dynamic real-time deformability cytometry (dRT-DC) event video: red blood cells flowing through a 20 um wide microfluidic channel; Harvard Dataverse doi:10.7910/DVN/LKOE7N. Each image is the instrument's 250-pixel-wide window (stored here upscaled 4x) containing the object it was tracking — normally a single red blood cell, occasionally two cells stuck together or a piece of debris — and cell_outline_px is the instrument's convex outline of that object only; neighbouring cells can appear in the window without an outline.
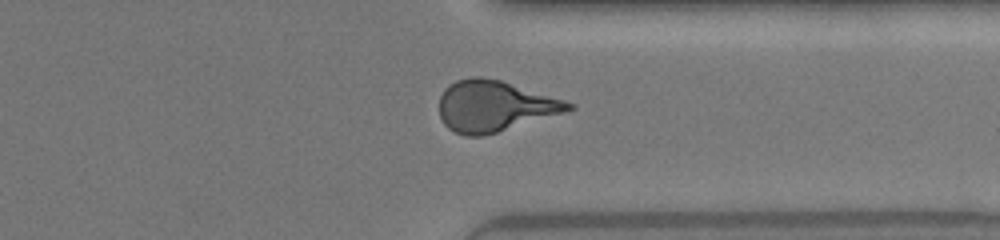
{"species": "human", "species_latin": "Homo sapiens", "temperature_condition": "warm", "stored_images_in_passage": 31, "camera_frame_rate_fps": 3000, "um_per_image_px": 0.085, "donor": {"sex": "female"}, "frame": {"image": 1, "passage_image": 27, "time_ms": 8.667, "image_size_px": [1000, 240], "cell_outline_px": [[576, 108], [568, 112], [484, 136], [464, 136], [448, 128], [444, 124], [440, 116], [440, 96], [444, 88], [456, 80], [476, 76], [480, 76], [500, 80], [564, 100], [576, 104]], "centroid_in_image_um": [42.05, 9.03], "position_along_channel_um": 369.3, "area_um2": 38.49}}